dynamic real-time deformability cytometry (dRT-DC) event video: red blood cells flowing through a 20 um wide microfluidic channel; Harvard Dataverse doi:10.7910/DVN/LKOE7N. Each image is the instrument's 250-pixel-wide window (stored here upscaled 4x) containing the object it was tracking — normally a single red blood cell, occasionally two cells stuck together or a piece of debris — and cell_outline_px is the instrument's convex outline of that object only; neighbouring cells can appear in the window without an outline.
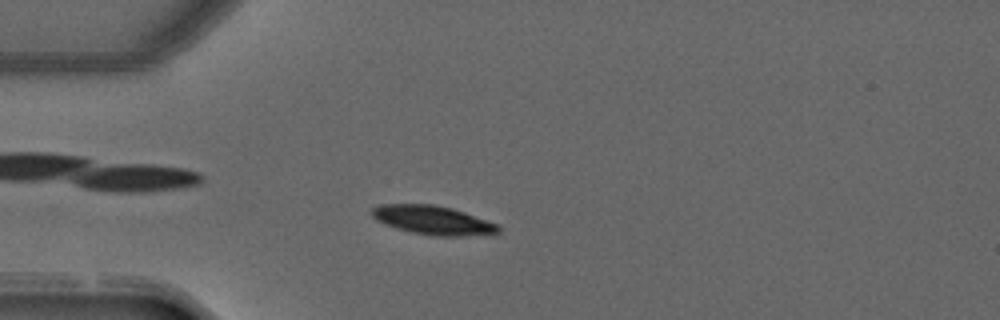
{"species": "common noctule bat (a hibernating species)", "species_latin": "Nyctalus noctula", "temperature_condition": "warm", "stored_images_in_passage": 48, "camera_frame_rate_fps": 3000, "um_per_image_px": 0.085, "animal": {"sex": "male", "forearm_length_mm": 52.5}, "frame": {"image": 1, "passage_image": 11, "time_ms": 3.333, "image_size_px": [1000, 320], "cell_outline_px": [[500, 232], [460, 236], [432, 236], [412, 232], [396, 228], [384, 224], [376, 220], [372, 216], [372, 208], [380, 204], [436, 204], [452, 208], [464, 212], [496, 224], [500, 228]], "centroid_in_image_um": [36.74, 18.7], "position_along_channel_um": 48.3, "area_um2": 21.1}}
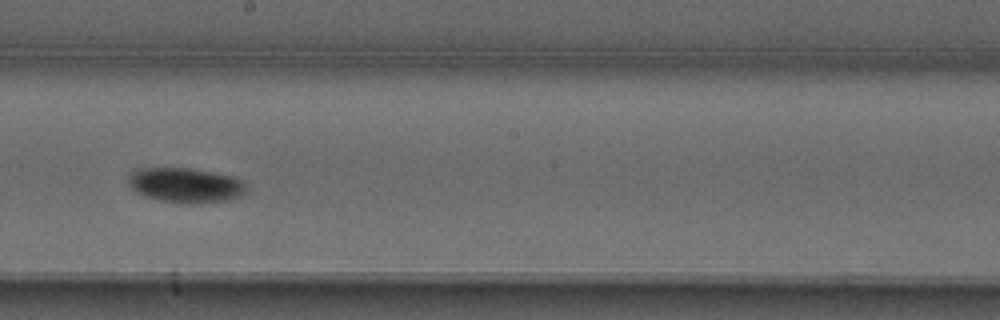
{"frame": {"image": 2, "passage_image": 26, "time_ms": 8.333, "image_size_px": [1000, 320], "cell_outline_px": [[248, 192], [240, 196], [228, 200], [192, 204], [160, 200], [136, 192], [128, 184], [128, 172], [132, 168], [188, 168], [212, 172], [232, 176], [244, 180], [248, 188]], "centroid_in_image_um": [15.78, 15.72], "position_along_channel_um": 232.4, "area_um2": 24.22}}
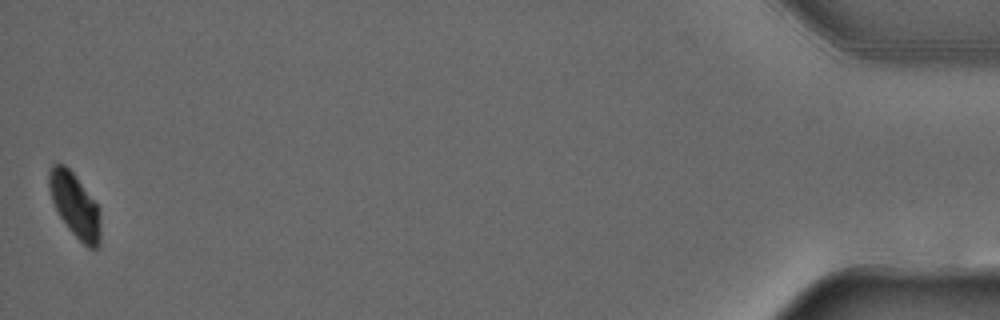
{"frame": {"image": 3, "passage_image": 48, "time_ms": 15.667, "image_size_px": [1000, 320], "cell_outline_px": [[100, 248], [88, 248], [68, 228], [60, 216], [52, 200], [48, 188], [48, 168], [52, 164], [64, 164], [72, 172], [96, 204], [100, 212]], "centroid_in_image_um": [6.35, 17.45], "position_along_channel_um": 428.8, "area_um2": 19.02}, "authors_computed_cell_mechanics": {"area_um2": 21.7328, "velocity_mm_per_s": 3.9883, "shape_relaxation_time_tau1_ms": 2.7149, "shape_relaxation_time_tau2_ms": null, "deformation_change_tau1": 0.1324, "deformation_change_tau2": null}}